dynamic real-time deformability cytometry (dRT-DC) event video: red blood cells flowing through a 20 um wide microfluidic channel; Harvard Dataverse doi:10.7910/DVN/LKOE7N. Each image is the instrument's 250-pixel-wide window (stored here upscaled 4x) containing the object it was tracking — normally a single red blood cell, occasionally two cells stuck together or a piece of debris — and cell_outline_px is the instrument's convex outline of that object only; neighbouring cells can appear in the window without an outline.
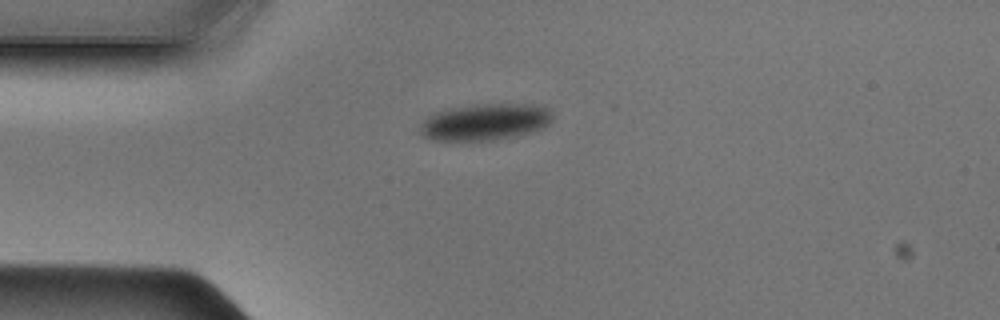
{"species": "Egyptian fruit bat (a non-hibernating species)", "species_latin": "Rousettus aegyptiacus", "temperature_condition": "cold", "stored_images_in_passage": 39, "camera_frame_rate_fps": 3000, "um_per_image_px": 0.085, "animal": {"sex": "male"}, "frame": {"image": 1, "passage_image": 2, "time_ms": 0.333, "image_size_px": [1000, 320], "cell_outline_px": [[552, 120], [544, 128], [516, 136], [492, 140], [432, 140], [424, 136], [420, 132], [420, 128], [424, 120], [428, 116], [436, 112], [448, 108], [476, 104], [524, 104], [544, 108], [552, 116]], "centroid_in_image_um": [41.19, 10.37], "position_along_channel_um": 43.8, "area_um2": 27.92}}
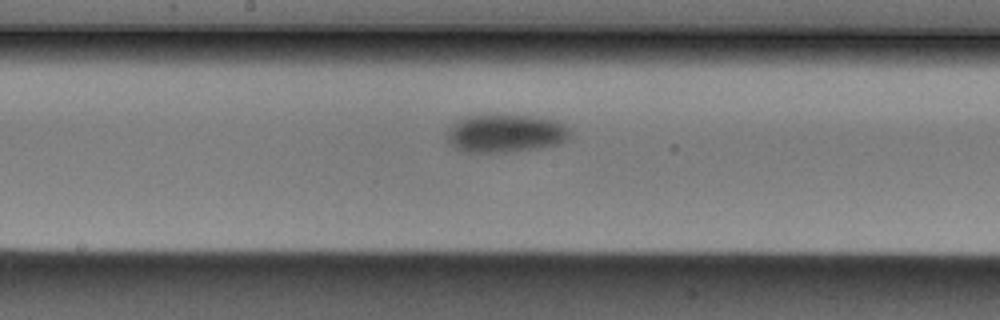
{"frame": {"image": 2, "passage_image": 15, "time_ms": 4.667, "image_size_px": [1000, 320], "cell_outline_px": [[572, 132], [560, 144], [540, 148], [504, 152], [468, 152], [456, 148], [444, 136], [444, 132], [456, 120], [464, 116], [488, 112], [532, 116], [556, 120], [564, 124]], "centroid_in_image_um": [42.91, 11.28], "position_along_channel_um": 205.3, "area_um2": 28.26}}
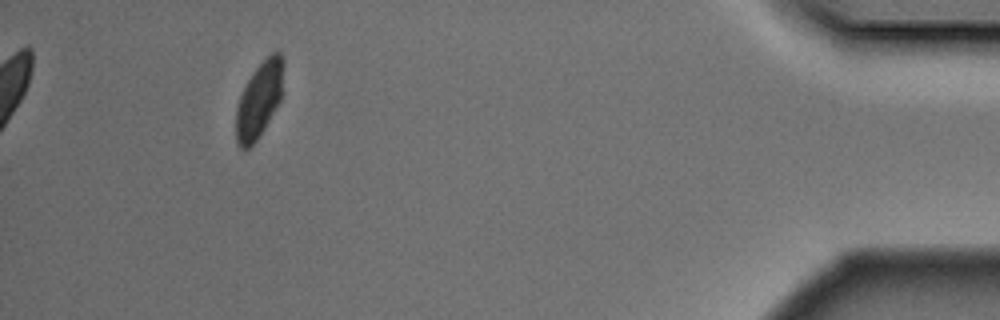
{"frame": {"image": 3, "passage_image": 35, "time_ms": 11.333, "image_size_px": [1000, 320], "cell_outline_px": [[284, 64], [280, 100], [264, 128], [256, 140], [248, 148], [240, 148], [236, 144], [236, 108], [240, 96], [248, 80], [256, 68], [272, 52], [280, 52], [284, 60]], "centroid_in_image_um": [22.02, 8.48], "position_along_channel_um": 413.2, "area_um2": 20.52}}